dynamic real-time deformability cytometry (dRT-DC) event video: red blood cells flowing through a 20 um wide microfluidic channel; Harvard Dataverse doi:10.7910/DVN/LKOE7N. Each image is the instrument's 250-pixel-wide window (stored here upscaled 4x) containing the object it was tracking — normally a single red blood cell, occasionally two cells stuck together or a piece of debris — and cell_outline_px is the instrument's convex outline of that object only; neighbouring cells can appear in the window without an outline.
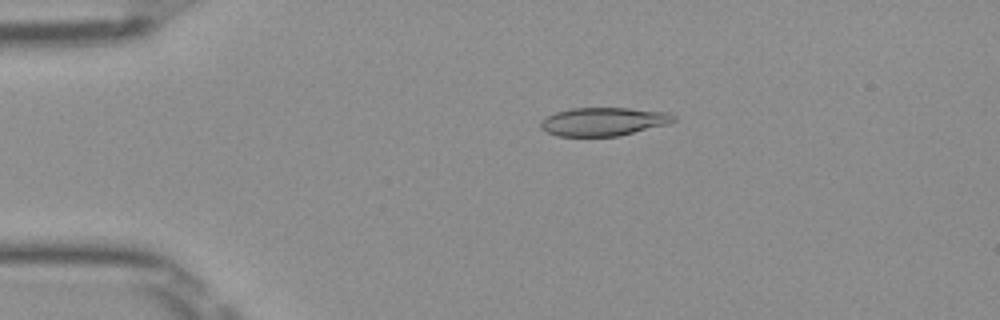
{"species": "Egyptian fruit bat (a non-hibernating species)", "species_latin": "Rousettus aegyptiacus", "temperature_condition": "room temperature", "stored_images_in_passage": 41, "camera_frame_rate_fps": 3000, "um_per_image_px": 0.085, "frame": {"image": 1, "passage_image": 1, "time_ms": 0.0, "image_size_px": [1000, 320], "cell_outline_px": [[676, 120], [668, 124], [620, 136], [556, 136], [540, 128], [540, 120], [556, 112], [572, 108], [628, 108], [668, 112], [676, 116]], "centroid_in_image_um": [51.31, 10.34], "position_along_channel_um": 33.7, "area_um2": 22.08}}
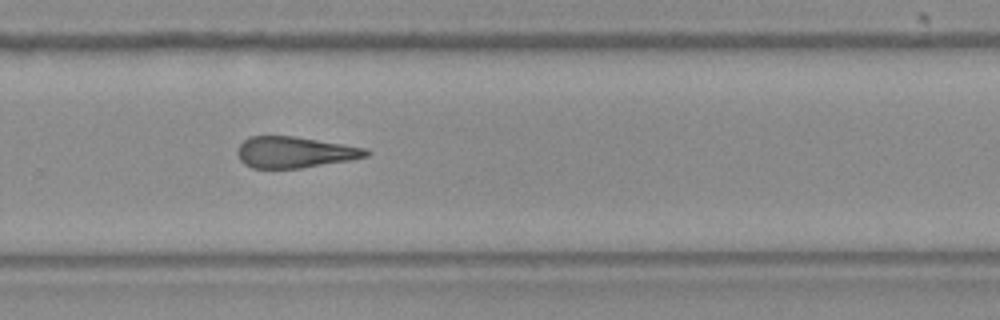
{"frame": {"image": 2, "passage_image": 24, "time_ms": 7.667, "image_size_px": [1000, 320], "cell_outline_px": [[372, 152], [368, 156], [352, 160], [300, 168], [252, 168], [244, 164], [240, 160], [236, 152], [240, 144], [248, 136], [292, 136], [344, 144], [364, 148]], "centroid_in_image_um": [25.04, 12.94], "position_along_channel_um": 304.8, "area_um2": 23.41}}
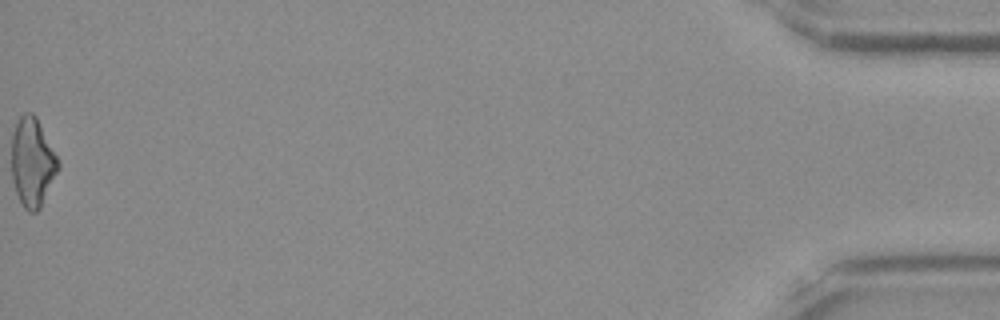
{"frame": {"image": 3, "passage_image": 41, "time_ms": 13.333, "image_size_px": [1000, 320], "cell_outline_px": [[60, 168], [40, 208], [36, 212], [28, 212], [24, 208], [16, 192], [12, 180], [12, 132], [16, 120], [24, 112], [32, 112], [36, 116], [60, 160]], "centroid_in_image_um": [2.76, 13.76], "position_along_channel_um": 432.4, "area_um2": 24.45}, "authors_computed_cell_mechanics": {"area_um2": 23.2356, "velocity_mm_per_s": 4.0148, "shape_relaxation_time_tau1_ms": 2.8346, "shape_relaxation_time_tau2_ms": 2.9829, "deformation_change_tau1": 0.1318, "deformation_change_tau2": 0.1495}}